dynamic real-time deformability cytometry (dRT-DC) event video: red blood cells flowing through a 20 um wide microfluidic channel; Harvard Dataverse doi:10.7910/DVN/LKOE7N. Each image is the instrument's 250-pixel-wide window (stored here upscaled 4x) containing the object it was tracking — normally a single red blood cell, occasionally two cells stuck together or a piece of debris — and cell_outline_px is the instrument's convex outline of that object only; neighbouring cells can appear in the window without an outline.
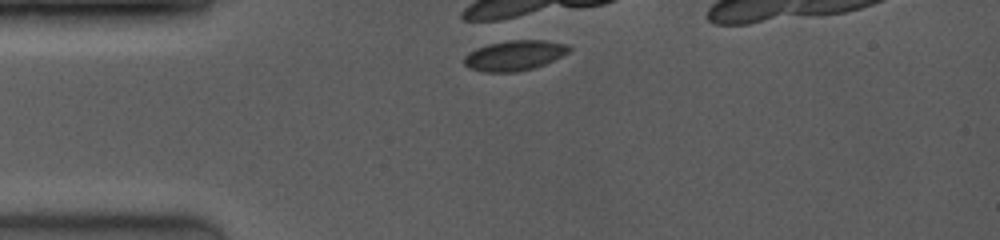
{"species": "common noctule bat (a hibernating species)", "species_latin": "Nyctalus noctula", "temperature_condition": "room temperature", "stored_images_in_passage": 2, "camera_frame_rate_fps": 4000, "um_per_image_px": 0.085, "animal": {"sex": "female", "body_mass_g": 19.0, "forearm_length_mm": 53.3}, "frame": {"image": 1, "passage_image": 1, "time_ms": 0.0, "image_size_px": [1000, 240], "cell_outline_px": [[572, 48], [568, 52], [544, 64], [532, 68], [516, 72], [484, 72], [468, 68], [464, 64], [464, 56], [468, 52], [476, 48], [488, 44], [508, 40], [544, 40], [568, 44]], "centroid_in_image_um": [43.69, 4.71], "position_along_channel_um": 41.3, "area_um2": 18.44}}